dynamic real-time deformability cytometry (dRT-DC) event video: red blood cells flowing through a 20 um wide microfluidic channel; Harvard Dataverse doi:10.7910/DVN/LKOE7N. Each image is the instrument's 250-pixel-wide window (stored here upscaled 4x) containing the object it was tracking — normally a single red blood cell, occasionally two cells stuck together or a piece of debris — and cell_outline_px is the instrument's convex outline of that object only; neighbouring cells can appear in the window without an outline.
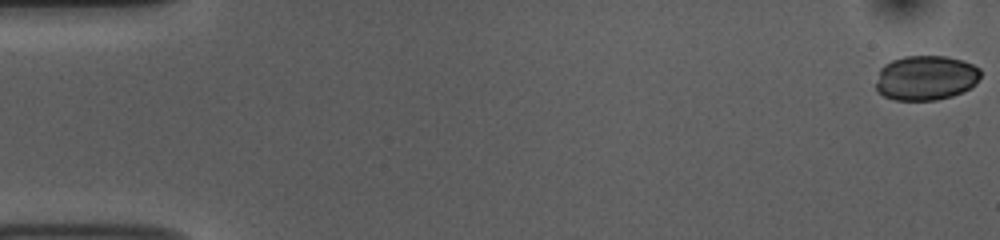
{"species": "common noctule bat (a hibernating species)", "species_latin": "Nyctalus noctula", "temperature_condition": "room temperature", "stored_images_in_passage": 54, "camera_frame_rate_fps": 3000, "um_per_image_px": 0.085, "animal": {"sex": "female", "body_mass_g": 10.0, "forearm_length_mm": 53.1}, "frame": {"image": 1, "passage_image": 1, "time_ms": 0.0, "image_size_px": [1000, 240], "cell_outline_px": [[980, 76], [976, 84], [952, 96], [936, 100], [896, 100], [884, 96], [876, 92], [876, 84], [880, 68], [884, 64], [892, 60], [904, 56], [944, 56], [960, 60], [972, 64], [980, 68]], "centroid_in_image_um": [78.67, 6.62], "position_along_channel_um": 6.3, "area_um2": 27.28}}
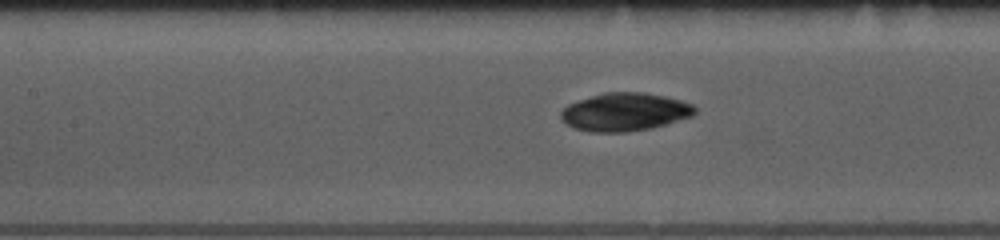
{"frame": {"image": 2, "passage_image": 24, "time_ms": 7.667, "image_size_px": [1000, 240], "cell_outline_px": [[696, 112], [692, 116], [664, 124], [648, 128], [624, 132], [592, 132], [576, 128], [568, 124], [560, 116], [560, 112], [568, 104], [604, 92], [644, 92], [664, 96], [680, 100], [692, 104], [696, 108]], "centroid_in_image_um": [53.12, 9.5], "position_along_channel_um": 154.3, "area_um2": 29.3}}
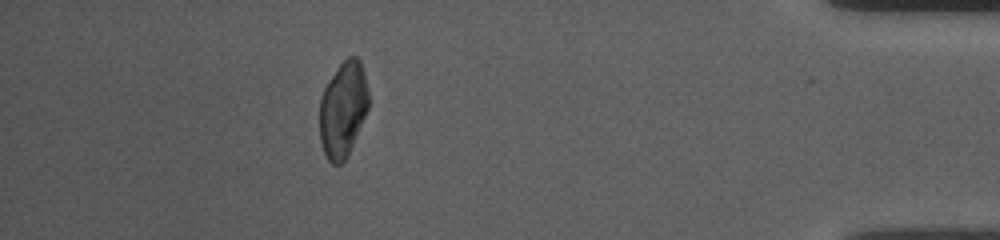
{"frame": {"image": 3, "passage_image": 48, "time_ms": 15.667, "image_size_px": [1000, 240], "cell_outline_px": [[368, 108], [352, 144], [344, 160], [340, 164], [332, 164], [328, 160], [324, 152], [320, 140], [320, 100], [324, 88], [328, 80], [336, 68], [348, 56], [356, 56], [360, 60], [364, 72], [368, 92]], "centroid_in_image_um": [29.14, 9.25], "position_along_channel_um": 406.1, "area_um2": 26.93}, "authors_computed_cell_mechanics": {"area_um2": 28.6977, "velocity_mm_per_s": 3.7556, "shape_relaxation_time_tau1_ms": 6.1244, "shape_relaxation_time_tau2_ms": null, "deformation_change_tau1": 0.0869, "deformation_change_tau2": null}}